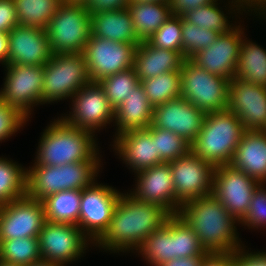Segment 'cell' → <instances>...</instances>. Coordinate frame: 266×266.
<instances>
[{"label":"cell","mask_w":266,"mask_h":266,"mask_svg":"<svg viewBox=\"0 0 266 266\" xmlns=\"http://www.w3.org/2000/svg\"><path fill=\"white\" fill-rule=\"evenodd\" d=\"M171 214L163 207L122 193L113 211L108 229L94 245L112 252L137 250Z\"/></svg>","instance_id":"obj_1"},{"label":"cell","mask_w":266,"mask_h":266,"mask_svg":"<svg viewBox=\"0 0 266 266\" xmlns=\"http://www.w3.org/2000/svg\"><path fill=\"white\" fill-rule=\"evenodd\" d=\"M178 214L193 228L208 253H230L243 246L235 226L239 222L212 194L188 200Z\"/></svg>","instance_id":"obj_2"},{"label":"cell","mask_w":266,"mask_h":266,"mask_svg":"<svg viewBox=\"0 0 266 266\" xmlns=\"http://www.w3.org/2000/svg\"><path fill=\"white\" fill-rule=\"evenodd\" d=\"M95 134L68 124L63 118L50 123L41 135L34 164L61 166L101 161Z\"/></svg>","instance_id":"obj_3"},{"label":"cell","mask_w":266,"mask_h":266,"mask_svg":"<svg viewBox=\"0 0 266 266\" xmlns=\"http://www.w3.org/2000/svg\"><path fill=\"white\" fill-rule=\"evenodd\" d=\"M245 131L240 119L228 109L208 112L191 151L214 167L231 164Z\"/></svg>","instance_id":"obj_4"},{"label":"cell","mask_w":266,"mask_h":266,"mask_svg":"<svg viewBox=\"0 0 266 266\" xmlns=\"http://www.w3.org/2000/svg\"><path fill=\"white\" fill-rule=\"evenodd\" d=\"M100 167V161L61 166L34 164L26 169V196L41 201L63 190H82L96 179Z\"/></svg>","instance_id":"obj_5"},{"label":"cell","mask_w":266,"mask_h":266,"mask_svg":"<svg viewBox=\"0 0 266 266\" xmlns=\"http://www.w3.org/2000/svg\"><path fill=\"white\" fill-rule=\"evenodd\" d=\"M45 30L52 53H82L91 34V13L82 3L62 2Z\"/></svg>","instance_id":"obj_6"},{"label":"cell","mask_w":266,"mask_h":266,"mask_svg":"<svg viewBox=\"0 0 266 266\" xmlns=\"http://www.w3.org/2000/svg\"><path fill=\"white\" fill-rule=\"evenodd\" d=\"M92 81L82 53H52L44 65L42 105L72 98Z\"/></svg>","instance_id":"obj_7"},{"label":"cell","mask_w":266,"mask_h":266,"mask_svg":"<svg viewBox=\"0 0 266 266\" xmlns=\"http://www.w3.org/2000/svg\"><path fill=\"white\" fill-rule=\"evenodd\" d=\"M181 98L205 113L228 109L230 81L207 72L185 58L181 71Z\"/></svg>","instance_id":"obj_8"},{"label":"cell","mask_w":266,"mask_h":266,"mask_svg":"<svg viewBox=\"0 0 266 266\" xmlns=\"http://www.w3.org/2000/svg\"><path fill=\"white\" fill-rule=\"evenodd\" d=\"M5 68L0 99L28 119L33 106L42 104L44 65H6Z\"/></svg>","instance_id":"obj_9"},{"label":"cell","mask_w":266,"mask_h":266,"mask_svg":"<svg viewBox=\"0 0 266 266\" xmlns=\"http://www.w3.org/2000/svg\"><path fill=\"white\" fill-rule=\"evenodd\" d=\"M38 241L42 260L60 266L78 260L92 243L77 225L47 220L38 235Z\"/></svg>","instance_id":"obj_10"},{"label":"cell","mask_w":266,"mask_h":266,"mask_svg":"<svg viewBox=\"0 0 266 266\" xmlns=\"http://www.w3.org/2000/svg\"><path fill=\"white\" fill-rule=\"evenodd\" d=\"M94 180L82 189L78 227L94 244L108 229L122 193Z\"/></svg>","instance_id":"obj_11"},{"label":"cell","mask_w":266,"mask_h":266,"mask_svg":"<svg viewBox=\"0 0 266 266\" xmlns=\"http://www.w3.org/2000/svg\"><path fill=\"white\" fill-rule=\"evenodd\" d=\"M138 45L114 42L90 34L82 52L92 82L134 67Z\"/></svg>","instance_id":"obj_12"},{"label":"cell","mask_w":266,"mask_h":266,"mask_svg":"<svg viewBox=\"0 0 266 266\" xmlns=\"http://www.w3.org/2000/svg\"><path fill=\"white\" fill-rule=\"evenodd\" d=\"M175 188V201L182 206L188 200L212 194L215 167L191 150L169 162Z\"/></svg>","instance_id":"obj_13"},{"label":"cell","mask_w":266,"mask_h":266,"mask_svg":"<svg viewBox=\"0 0 266 266\" xmlns=\"http://www.w3.org/2000/svg\"><path fill=\"white\" fill-rule=\"evenodd\" d=\"M260 183L231 164L215 167L212 195L240 222L246 215L253 191Z\"/></svg>","instance_id":"obj_14"},{"label":"cell","mask_w":266,"mask_h":266,"mask_svg":"<svg viewBox=\"0 0 266 266\" xmlns=\"http://www.w3.org/2000/svg\"><path fill=\"white\" fill-rule=\"evenodd\" d=\"M71 99L73 112L62 117L70 125L95 134L115 119V110L98 82L85 85Z\"/></svg>","instance_id":"obj_15"},{"label":"cell","mask_w":266,"mask_h":266,"mask_svg":"<svg viewBox=\"0 0 266 266\" xmlns=\"http://www.w3.org/2000/svg\"><path fill=\"white\" fill-rule=\"evenodd\" d=\"M46 222L41 201L28 196L0 205V240L38 238Z\"/></svg>","instance_id":"obj_16"},{"label":"cell","mask_w":266,"mask_h":266,"mask_svg":"<svg viewBox=\"0 0 266 266\" xmlns=\"http://www.w3.org/2000/svg\"><path fill=\"white\" fill-rule=\"evenodd\" d=\"M241 25L227 33H221L207 48L198 51L190 59L211 74L231 81L235 77L240 47L244 37Z\"/></svg>","instance_id":"obj_17"},{"label":"cell","mask_w":266,"mask_h":266,"mask_svg":"<svg viewBox=\"0 0 266 266\" xmlns=\"http://www.w3.org/2000/svg\"><path fill=\"white\" fill-rule=\"evenodd\" d=\"M228 110L240 119L245 130H265L266 87L234 77L229 85Z\"/></svg>","instance_id":"obj_18"},{"label":"cell","mask_w":266,"mask_h":266,"mask_svg":"<svg viewBox=\"0 0 266 266\" xmlns=\"http://www.w3.org/2000/svg\"><path fill=\"white\" fill-rule=\"evenodd\" d=\"M205 115L203 110L179 97L154 107L152 125L174 132L191 145L202 128Z\"/></svg>","instance_id":"obj_19"},{"label":"cell","mask_w":266,"mask_h":266,"mask_svg":"<svg viewBox=\"0 0 266 266\" xmlns=\"http://www.w3.org/2000/svg\"><path fill=\"white\" fill-rule=\"evenodd\" d=\"M8 40L7 65H45L52 56L43 28L17 25L8 33Z\"/></svg>","instance_id":"obj_20"},{"label":"cell","mask_w":266,"mask_h":266,"mask_svg":"<svg viewBox=\"0 0 266 266\" xmlns=\"http://www.w3.org/2000/svg\"><path fill=\"white\" fill-rule=\"evenodd\" d=\"M137 184L130 194L138 200L159 205L170 214L179 213L181 206L175 201V188L169 163H161L136 172Z\"/></svg>","instance_id":"obj_21"},{"label":"cell","mask_w":266,"mask_h":266,"mask_svg":"<svg viewBox=\"0 0 266 266\" xmlns=\"http://www.w3.org/2000/svg\"><path fill=\"white\" fill-rule=\"evenodd\" d=\"M114 139L113 147H115L116 153L135 173L164 163L156 154L152 124L146 129L122 132Z\"/></svg>","instance_id":"obj_22"},{"label":"cell","mask_w":266,"mask_h":266,"mask_svg":"<svg viewBox=\"0 0 266 266\" xmlns=\"http://www.w3.org/2000/svg\"><path fill=\"white\" fill-rule=\"evenodd\" d=\"M231 165L259 183H266V132L246 130Z\"/></svg>","instance_id":"obj_23"},{"label":"cell","mask_w":266,"mask_h":266,"mask_svg":"<svg viewBox=\"0 0 266 266\" xmlns=\"http://www.w3.org/2000/svg\"><path fill=\"white\" fill-rule=\"evenodd\" d=\"M184 59L179 52L154 47L146 40L135 50L133 68L142 81L165 72L181 71Z\"/></svg>","instance_id":"obj_24"},{"label":"cell","mask_w":266,"mask_h":266,"mask_svg":"<svg viewBox=\"0 0 266 266\" xmlns=\"http://www.w3.org/2000/svg\"><path fill=\"white\" fill-rule=\"evenodd\" d=\"M91 35L98 38L139 45L128 8L91 14Z\"/></svg>","instance_id":"obj_25"},{"label":"cell","mask_w":266,"mask_h":266,"mask_svg":"<svg viewBox=\"0 0 266 266\" xmlns=\"http://www.w3.org/2000/svg\"><path fill=\"white\" fill-rule=\"evenodd\" d=\"M154 107L149 102L143 87L139 84L115 109V136L135 129H146L152 124Z\"/></svg>","instance_id":"obj_26"},{"label":"cell","mask_w":266,"mask_h":266,"mask_svg":"<svg viewBox=\"0 0 266 266\" xmlns=\"http://www.w3.org/2000/svg\"><path fill=\"white\" fill-rule=\"evenodd\" d=\"M127 8L140 41L148 40L172 15L169 2H129Z\"/></svg>","instance_id":"obj_27"},{"label":"cell","mask_w":266,"mask_h":266,"mask_svg":"<svg viewBox=\"0 0 266 266\" xmlns=\"http://www.w3.org/2000/svg\"><path fill=\"white\" fill-rule=\"evenodd\" d=\"M136 252L151 266H160L175 259L174 214L168 217L162 227L148 236Z\"/></svg>","instance_id":"obj_28"},{"label":"cell","mask_w":266,"mask_h":266,"mask_svg":"<svg viewBox=\"0 0 266 266\" xmlns=\"http://www.w3.org/2000/svg\"><path fill=\"white\" fill-rule=\"evenodd\" d=\"M245 37L242 39L235 77L266 87V49Z\"/></svg>","instance_id":"obj_29"},{"label":"cell","mask_w":266,"mask_h":266,"mask_svg":"<svg viewBox=\"0 0 266 266\" xmlns=\"http://www.w3.org/2000/svg\"><path fill=\"white\" fill-rule=\"evenodd\" d=\"M82 190H63L42 199L47 221L78 226Z\"/></svg>","instance_id":"obj_30"},{"label":"cell","mask_w":266,"mask_h":266,"mask_svg":"<svg viewBox=\"0 0 266 266\" xmlns=\"http://www.w3.org/2000/svg\"><path fill=\"white\" fill-rule=\"evenodd\" d=\"M62 0H14L19 25L46 29Z\"/></svg>","instance_id":"obj_31"},{"label":"cell","mask_w":266,"mask_h":266,"mask_svg":"<svg viewBox=\"0 0 266 266\" xmlns=\"http://www.w3.org/2000/svg\"><path fill=\"white\" fill-rule=\"evenodd\" d=\"M140 84L153 107L181 96L180 71L165 72L142 80Z\"/></svg>","instance_id":"obj_32"},{"label":"cell","mask_w":266,"mask_h":266,"mask_svg":"<svg viewBox=\"0 0 266 266\" xmlns=\"http://www.w3.org/2000/svg\"><path fill=\"white\" fill-rule=\"evenodd\" d=\"M26 196V169L0 157V205Z\"/></svg>","instance_id":"obj_33"},{"label":"cell","mask_w":266,"mask_h":266,"mask_svg":"<svg viewBox=\"0 0 266 266\" xmlns=\"http://www.w3.org/2000/svg\"><path fill=\"white\" fill-rule=\"evenodd\" d=\"M0 260L19 266L42 260L38 238L0 240Z\"/></svg>","instance_id":"obj_34"},{"label":"cell","mask_w":266,"mask_h":266,"mask_svg":"<svg viewBox=\"0 0 266 266\" xmlns=\"http://www.w3.org/2000/svg\"><path fill=\"white\" fill-rule=\"evenodd\" d=\"M98 84L103 88L105 96L115 110L140 84V80L134 68H130L104 77L98 81Z\"/></svg>","instance_id":"obj_35"},{"label":"cell","mask_w":266,"mask_h":266,"mask_svg":"<svg viewBox=\"0 0 266 266\" xmlns=\"http://www.w3.org/2000/svg\"><path fill=\"white\" fill-rule=\"evenodd\" d=\"M220 3L217 1L200 6L194 10H190L183 15V17L195 24L198 27H202L203 29L207 30H214L221 33H227L229 30L234 28L227 19L228 16L223 13L218 7Z\"/></svg>","instance_id":"obj_36"},{"label":"cell","mask_w":266,"mask_h":266,"mask_svg":"<svg viewBox=\"0 0 266 266\" xmlns=\"http://www.w3.org/2000/svg\"><path fill=\"white\" fill-rule=\"evenodd\" d=\"M175 258L207 256L193 228L177 213L174 214Z\"/></svg>","instance_id":"obj_37"},{"label":"cell","mask_w":266,"mask_h":266,"mask_svg":"<svg viewBox=\"0 0 266 266\" xmlns=\"http://www.w3.org/2000/svg\"><path fill=\"white\" fill-rule=\"evenodd\" d=\"M218 35V32L198 27L182 16V56L191 58L198 51L210 46Z\"/></svg>","instance_id":"obj_38"},{"label":"cell","mask_w":266,"mask_h":266,"mask_svg":"<svg viewBox=\"0 0 266 266\" xmlns=\"http://www.w3.org/2000/svg\"><path fill=\"white\" fill-rule=\"evenodd\" d=\"M154 141H156V154L164 163L185 156L191 150V145L182 137L161 128L154 127Z\"/></svg>","instance_id":"obj_39"},{"label":"cell","mask_w":266,"mask_h":266,"mask_svg":"<svg viewBox=\"0 0 266 266\" xmlns=\"http://www.w3.org/2000/svg\"><path fill=\"white\" fill-rule=\"evenodd\" d=\"M147 41L154 47L182 55V17L171 15Z\"/></svg>","instance_id":"obj_40"},{"label":"cell","mask_w":266,"mask_h":266,"mask_svg":"<svg viewBox=\"0 0 266 266\" xmlns=\"http://www.w3.org/2000/svg\"><path fill=\"white\" fill-rule=\"evenodd\" d=\"M260 183L253 191L251 203L245 217L239 222L250 228L266 227V189Z\"/></svg>","instance_id":"obj_41"},{"label":"cell","mask_w":266,"mask_h":266,"mask_svg":"<svg viewBox=\"0 0 266 266\" xmlns=\"http://www.w3.org/2000/svg\"><path fill=\"white\" fill-rule=\"evenodd\" d=\"M28 119L17 109L8 106L0 99V141L6 140L26 125Z\"/></svg>","instance_id":"obj_42"},{"label":"cell","mask_w":266,"mask_h":266,"mask_svg":"<svg viewBox=\"0 0 266 266\" xmlns=\"http://www.w3.org/2000/svg\"><path fill=\"white\" fill-rule=\"evenodd\" d=\"M19 25L14 0H0V32L9 33Z\"/></svg>","instance_id":"obj_43"},{"label":"cell","mask_w":266,"mask_h":266,"mask_svg":"<svg viewBox=\"0 0 266 266\" xmlns=\"http://www.w3.org/2000/svg\"><path fill=\"white\" fill-rule=\"evenodd\" d=\"M241 246L233 252L234 266H266V252H246Z\"/></svg>","instance_id":"obj_44"},{"label":"cell","mask_w":266,"mask_h":266,"mask_svg":"<svg viewBox=\"0 0 266 266\" xmlns=\"http://www.w3.org/2000/svg\"><path fill=\"white\" fill-rule=\"evenodd\" d=\"M83 4L92 14L95 12L127 8L129 0H86Z\"/></svg>","instance_id":"obj_45"},{"label":"cell","mask_w":266,"mask_h":266,"mask_svg":"<svg viewBox=\"0 0 266 266\" xmlns=\"http://www.w3.org/2000/svg\"><path fill=\"white\" fill-rule=\"evenodd\" d=\"M218 0H169L171 14L174 16H183L190 10L200 6L211 4Z\"/></svg>","instance_id":"obj_46"},{"label":"cell","mask_w":266,"mask_h":266,"mask_svg":"<svg viewBox=\"0 0 266 266\" xmlns=\"http://www.w3.org/2000/svg\"><path fill=\"white\" fill-rule=\"evenodd\" d=\"M201 266H234L233 252L209 253L204 258Z\"/></svg>","instance_id":"obj_47"},{"label":"cell","mask_w":266,"mask_h":266,"mask_svg":"<svg viewBox=\"0 0 266 266\" xmlns=\"http://www.w3.org/2000/svg\"><path fill=\"white\" fill-rule=\"evenodd\" d=\"M206 256H196L187 258H175L163 263L160 266H201Z\"/></svg>","instance_id":"obj_48"},{"label":"cell","mask_w":266,"mask_h":266,"mask_svg":"<svg viewBox=\"0 0 266 266\" xmlns=\"http://www.w3.org/2000/svg\"><path fill=\"white\" fill-rule=\"evenodd\" d=\"M8 47V33L0 32V62L4 65V67L7 65L8 61Z\"/></svg>","instance_id":"obj_49"},{"label":"cell","mask_w":266,"mask_h":266,"mask_svg":"<svg viewBox=\"0 0 266 266\" xmlns=\"http://www.w3.org/2000/svg\"><path fill=\"white\" fill-rule=\"evenodd\" d=\"M246 9H249L247 10L248 12L251 10V13L254 10L255 14L259 13L258 15L262 16V14L264 15L266 13V0H253V2Z\"/></svg>","instance_id":"obj_50"},{"label":"cell","mask_w":266,"mask_h":266,"mask_svg":"<svg viewBox=\"0 0 266 266\" xmlns=\"http://www.w3.org/2000/svg\"><path fill=\"white\" fill-rule=\"evenodd\" d=\"M229 2H231V6L229 5V7H232V8H230L231 11L234 8V10H233L234 12H236L235 10H237L238 11L237 13H240L241 11L245 12L246 8L253 2V0H232V1H229Z\"/></svg>","instance_id":"obj_51"},{"label":"cell","mask_w":266,"mask_h":266,"mask_svg":"<svg viewBox=\"0 0 266 266\" xmlns=\"http://www.w3.org/2000/svg\"><path fill=\"white\" fill-rule=\"evenodd\" d=\"M26 266H60V265L46 261V260H40V261L31 263L30 265H26Z\"/></svg>","instance_id":"obj_52"},{"label":"cell","mask_w":266,"mask_h":266,"mask_svg":"<svg viewBox=\"0 0 266 266\" xmlns=\"http://www.w3.org/2000/svg\"><path fill=\"white\" fill-rule=\"evenodd\" d=\"M129 2H152V3H158V2H169V0H129Z\"/></svg>","instance_id":"obj_53"},{"label":"cell","mask_w":266,"mask_h":266,"mask_svg":"<svg viewBox=\"0 0 266 266\" xmlns=\"http://www.w3.org/2000/svg\"><path fill=\"white\" fill-rule=\"evenodd\" d=\"M86 0H62V2H68V3H84Z\"/></svg>","instance_id":"obj_54"},{"label":"cell","mask_w":266,"mask_h":266,"mask_svg":"<svg viewBox=\"0 0 266 266\" xmlns=\"http://www.w3.org/2000/svg\"><path fill=\"white\" fill-rule=\"evenodd\" d=\"M0 266H19V265H16V264H12V263H7L3 260H0Z\"/></svg>","instance_id":"obj_55"}]
</instances>
